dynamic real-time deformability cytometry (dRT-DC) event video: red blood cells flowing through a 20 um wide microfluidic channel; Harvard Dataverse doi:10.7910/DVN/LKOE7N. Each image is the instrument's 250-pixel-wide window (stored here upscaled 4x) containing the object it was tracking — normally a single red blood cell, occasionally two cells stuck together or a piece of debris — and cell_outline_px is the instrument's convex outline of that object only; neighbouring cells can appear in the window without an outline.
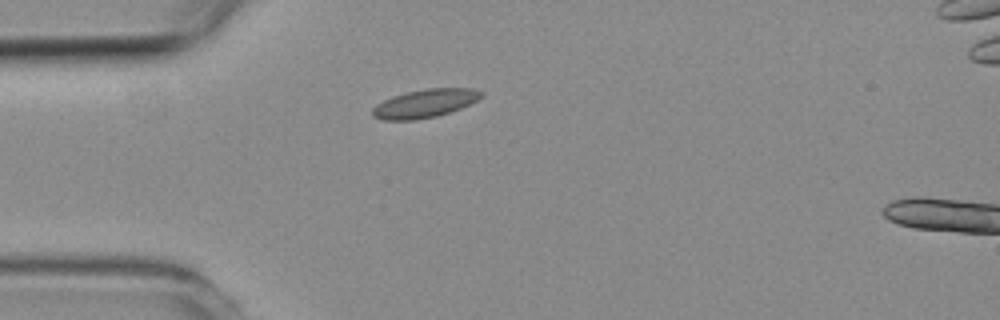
{"species": "common noctule bat (a hibernating species)", "species_latin": "Nyctalus noctula", "temperature_condition": "room temperature", "stored_images_in_passage": 2, "camera_frame_rate_fps": 3000, "um_per_image_px": 0.085, "animal": {"sex": "female", "body_mass_g": 19.3, "forearm_length_mm": 54.1}, "frame": {"image": 1, "passage_image": 1, "time_ms": 0.0, "image_size_px": [1000, 320], "cell_outline_px": [[484, 96], [460, 108], [436, 116], [416, 120], [380, 120], [372, 116], [372, 108], [376, 104], [392, 96], [408, 92], [428, 88], [472, 88], [484, 92]], "centroid_in_image_um": [36.09, 8.79], "position_along_channel_um": 48.9, "area_um2": 17.92}}